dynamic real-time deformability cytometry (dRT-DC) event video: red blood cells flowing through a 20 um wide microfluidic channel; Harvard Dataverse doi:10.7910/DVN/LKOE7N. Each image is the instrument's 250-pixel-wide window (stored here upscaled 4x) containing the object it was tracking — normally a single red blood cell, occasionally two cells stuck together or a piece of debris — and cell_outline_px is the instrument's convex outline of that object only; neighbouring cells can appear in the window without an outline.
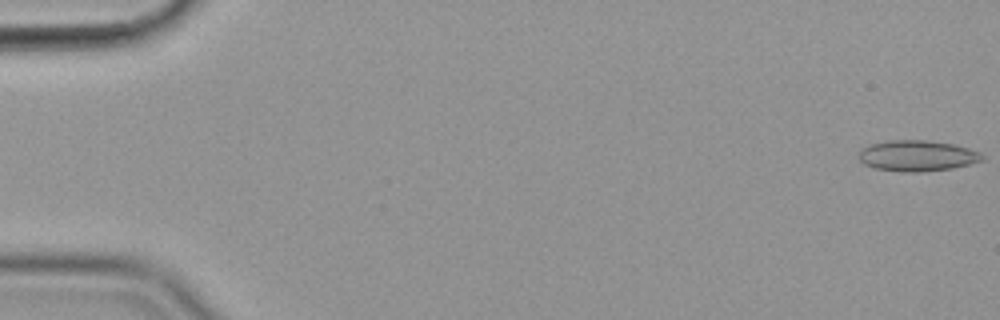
{"species": "common noctule bat (a hibernating species)", "species_latin": "Nyctalus noctula", "temperature_condition": "cold", "stored_images_in_passage": 8, "camera_frame_rate_fps": 3000, "um_per_image_px": 0.085, "animal": {"sex": "female", "body_mass_g": 19.9}, "frame": {"image": 1, "passage_image": 1, "time_ms": 0.0, "image_size_px": [1000, 320], "cell_outline_px": [[984, 160], [952, 168], [920, 172], [904, 172], [876, 168], [864, 164], [860, 160], [860, 148], [868, 144], [888, 140], [928, 140], [952, 144], [968, 148], [980, 152], [984, 156]], "centroid_in_image_um": [77.95, 13.23], "position_along_channel_um": 7.1, "area_um2": 22.2}}